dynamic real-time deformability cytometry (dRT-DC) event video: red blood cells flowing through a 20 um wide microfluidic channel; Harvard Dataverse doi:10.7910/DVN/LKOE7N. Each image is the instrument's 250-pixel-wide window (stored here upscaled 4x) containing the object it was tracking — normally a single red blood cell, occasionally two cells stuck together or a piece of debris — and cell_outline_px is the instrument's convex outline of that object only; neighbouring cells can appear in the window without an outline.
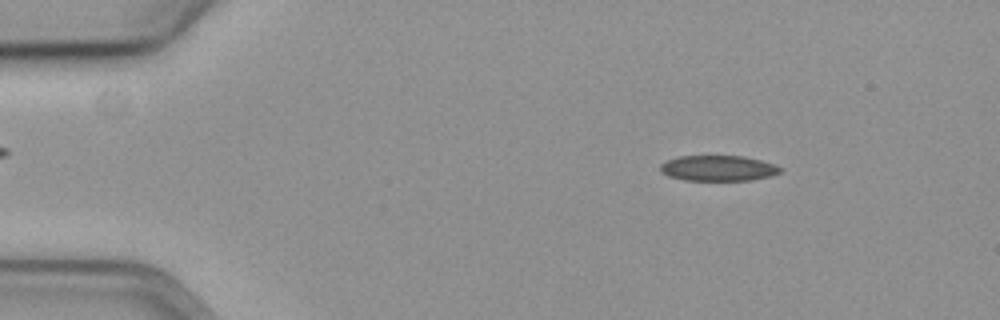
{"species": "common noctule bat (a hibernating species)", "species_latin": "Nyctalus noctula", "temperature_condition": "cold", "stored_images_in_passage": 57, "camera_frame_rate_fps": 3000, "um_per_image_px": 0.085, "animal": {"sex": "female", "body_mass_g": 19.3, "forearm_length_mm": 54.1}, "frame": {"image": 1, "passage_image": 8, "time_ms": 2.333, "image_size_px": [1000, 320], "cell_outline_px": [[784, 172], [772, 176], [752, 180], [684, 180], [668, 176], [660, 172], [660, 164], [668, 160], [680, 156], [744, 156], [760, 160], [784, 168]], "centroid_in_image_um": [61.08, 14.3], "position_along_channel_um": 23.9, "area_um2": 17.98}}
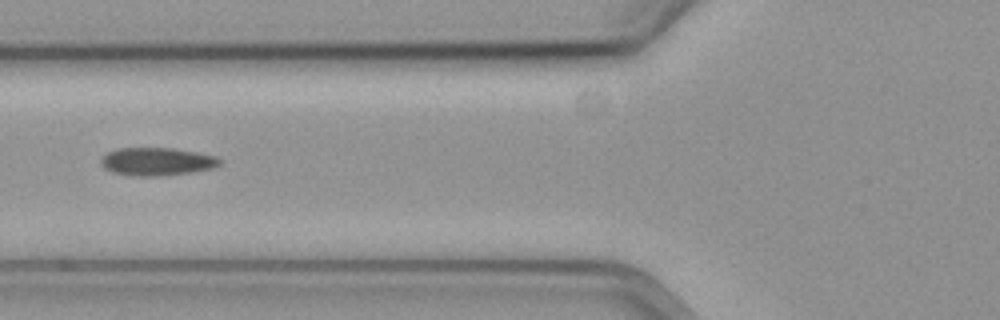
{"frame": {"image": 2, "passage_image": 22, "time_ms": 7.0, "image_size_px": [1000, 320], "cell_outline_px": [[220, 164], [212, 168], [192, 172], [164, 176], [140, 176], [112, 172], [104, 168], [100, 164], [100, 160], [108, 152], [116, 148], [172, 148], [196, 152], [216, 156], [220, 160]], "centroid_in_image_um": [13.32, 13.73], "position_along_channel_um": 112.5, "area_um2": 19.31}}
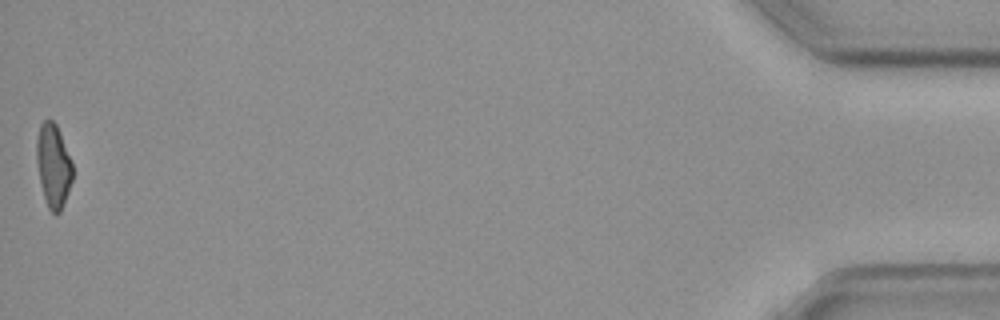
{"frame": {"image": 3, "passage_image": 57, "time_ms": 18.667, "image_size_px": [1000, 320], "cell_outline_px": [[72, 180], [68, 192], [60, 212], [56, 216], [48, 208], [44, 196], [40, 180], [36, 160], [36, 140], [40, 124], [44, 120], [52, 120], [56, 124], [72, 164]], "centroid_in_image_um": [4.52, 14.09], "position_along_channel_um": 430.7, "area_um2": 17.22}, "authors_computed_cell_mechanics": {"area_um2": 18.8428, "velocity_mm_per_s": 3.6022, "shape_relaxation_time_tau1_ms": 6.892, "shape_relaxation_time_tau2_ms": null, "deformation_change_tau1": 0.1381, "deformation_change_tau2": null}}